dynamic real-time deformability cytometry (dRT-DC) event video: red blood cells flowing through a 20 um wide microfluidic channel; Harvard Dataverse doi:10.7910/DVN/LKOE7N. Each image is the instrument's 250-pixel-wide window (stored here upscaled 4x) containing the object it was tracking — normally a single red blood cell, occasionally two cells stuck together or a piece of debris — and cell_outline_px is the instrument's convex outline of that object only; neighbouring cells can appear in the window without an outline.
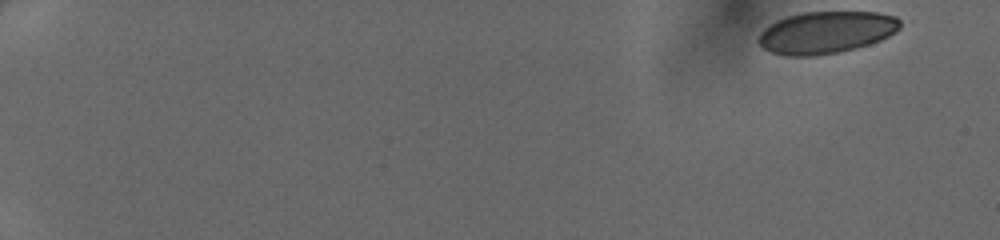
{"species": "human", "species_latin": "Homo sapiens", "temperature_condition": "cold", "stored_images_in_passage": 47, "camera_frame_rate_fps": 3000, "um_per_image_px": 0.085, "donor": {"sex": "female"}, "frame": {"image": 1, "passage_image": 1, "time_ms": 0.0, "image_size_px": [1000, 240], "cell_outline_px": [[900, 28], [896, 32], [880, 40], [856, 48], [840, 52], [812, 56], [788, 56], [772, 52], [764, 48], [756, 40], [760, 32], [768, 24], [776, 20], [788, 16], [804, 12], [876, 12], [896, 16], [900, 20]], "centroid_in_image_um": [70.21, 2.75], "position_along_channel_um": 14.8, "area_um2": 34.85}}
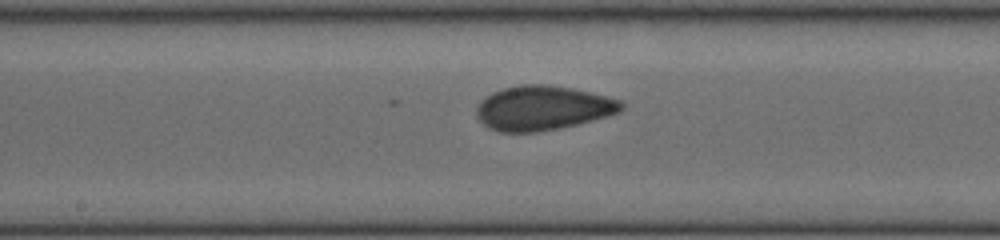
{"frame": {"image": 2, "passage_image": 27, "time_ms": 8.667, "image_size_px": [1000, 240], "cell_outline_px": [[624, 108], [620, 112], [608, 116], [560, 128], [536, 132], [500, 132], [488, 128], [476, 116], [476, 108], [480, 100], [484, 96], [492, 92], [504, 88], [520, 84], [548, 84], [572, 88], [620, 100], [624, 104]], "centroid_in_image_um": [46.1, 9.18], "position_along_channel_um": 202.1, "area_um2": 37.63}}
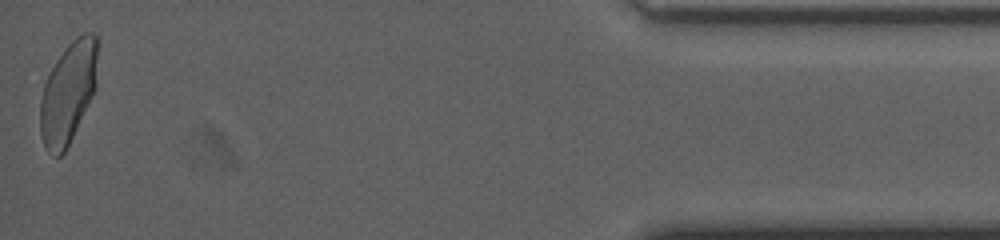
{"frame": {"image": 3, "passage_image": 47, "time_ms": 15.333, "image_size_px": [1000, 240], "cell_outline_px": [[96, 88], [64, 152], [60, 156], [56, 156], [48, 152], [44, 148], [40, 136], [40, 100], [44, 84], [56, 60], [68, 44], [76, 36], [84, 32], [92, 32], [96, 36]], "centroid_in_image_um": [5.77, 7.88], "position_along_channel_um": 429.4, "area_um2": 33.52}}